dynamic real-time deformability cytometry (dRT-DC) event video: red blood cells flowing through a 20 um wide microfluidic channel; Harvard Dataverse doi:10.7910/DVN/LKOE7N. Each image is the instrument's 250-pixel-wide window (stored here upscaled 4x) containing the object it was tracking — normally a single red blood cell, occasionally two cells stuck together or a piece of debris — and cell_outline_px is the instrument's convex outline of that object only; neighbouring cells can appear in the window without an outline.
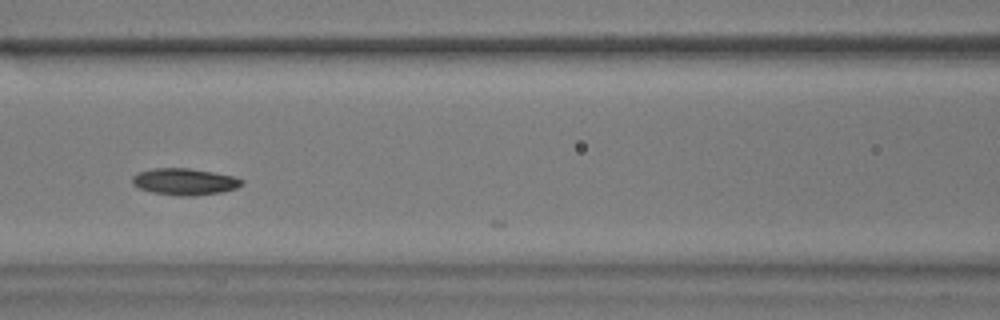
{"species": "common noctule bat (a hibernating species)", "species_latin": "Nyctalus noctula", "temperature_condition": "warm", "stored_images_in_passage": 23, "camera_frame_rate_fps": 3000, "um_per_image_px": 0.085, "animal": {"sex": "male", "body_mass_g": 17.9}, "frame": {"image": 1, "passage_image": 22, "time_ms": 7.0, "image_size_px": [1000, 320], "cell_outline_px": [[244, 184], [236, 188], [220, 192], [196, 196], [176, 196], [152, 192], [140, 188], [132, 184], [132, 176], [136, 172], [152, 168], [188, 168], [212, 172], [232, 176], [244, 180]], "centroid_in_image_um": [15.66, 15.44], "position_along_channel_um": 150.9, "area_um2": 17.11}}